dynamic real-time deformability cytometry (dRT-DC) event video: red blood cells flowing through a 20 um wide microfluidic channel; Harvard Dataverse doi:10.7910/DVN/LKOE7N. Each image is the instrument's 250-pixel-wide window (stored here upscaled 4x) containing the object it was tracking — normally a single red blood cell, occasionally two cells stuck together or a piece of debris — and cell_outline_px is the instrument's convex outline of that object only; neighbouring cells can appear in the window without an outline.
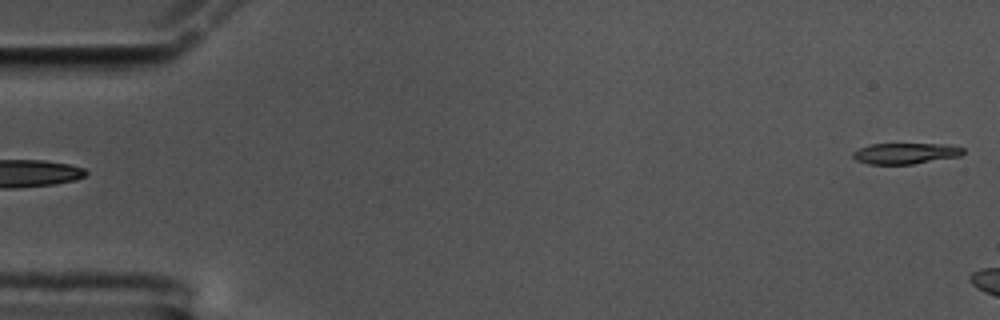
{"species": "common noctule bat (a hibernating species)", "species_latin": "Nyctalus noctula", "temperature_condition": "cold", "stored_images_in_passage": 12, "camera_frame_rate_fps": 3000, "um_per_image_px": 0.085, "animal": {"sex": "male", "body_mass_g": 17.5, "forearm_length_mm": 52.3}, "frame": {"image": 1, "passage_image": 1, "time_ms": 0.0, "image_size_px": [1000, 320], "cell_outline_px": [[964, 152], [960, 156], [912, 164], [868, 164], [856, 160], [852, 156], [852, 152], [860, 148], [872, 144], [948, 144], [964, 148]], "centroid_in_image_um": [76.97, 13.04], "position_along_channel_um": 8.0, "area_um2": 13.41}}